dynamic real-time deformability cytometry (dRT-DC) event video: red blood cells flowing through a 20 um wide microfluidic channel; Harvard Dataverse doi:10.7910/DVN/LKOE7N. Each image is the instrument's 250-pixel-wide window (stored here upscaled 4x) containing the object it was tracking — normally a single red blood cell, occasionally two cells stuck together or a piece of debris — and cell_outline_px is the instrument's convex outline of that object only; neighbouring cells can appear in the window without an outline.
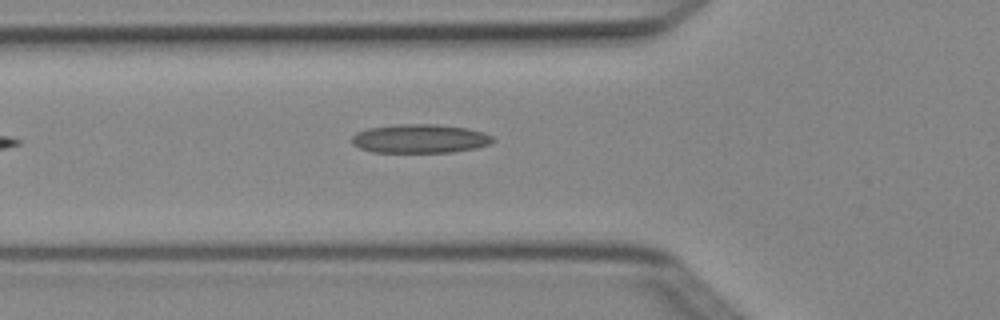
{"species": "Egyptian fruit bat (a non-hibernating species)", "species_latin": "Rousettus aegyptiacus", "temperature_condition": "cold", "stored_images_in_passage": 4, "camera_frame_rate_fps": 3000, "um_per_image_px": 0.085, "animal": {"sex": "female"}, "frame": {"image": 1, "passage_image": 4, "time_ms": 1.0, "image_size_px": [1000, 320], "cell_outline_px": [[496, 140], [488, 144], [476, 148], [452, 152], [372, 152], [360, 148], [352, 144], [352, 136], [356, 132], [368, 128], [396, 124], [436, 124], [468, 128], [484, 132], [492, 136]], "centroid_in_image_um": [35.69, 11.78], "position_along_channel_um": 90.1, "area_um2": 23.81}}